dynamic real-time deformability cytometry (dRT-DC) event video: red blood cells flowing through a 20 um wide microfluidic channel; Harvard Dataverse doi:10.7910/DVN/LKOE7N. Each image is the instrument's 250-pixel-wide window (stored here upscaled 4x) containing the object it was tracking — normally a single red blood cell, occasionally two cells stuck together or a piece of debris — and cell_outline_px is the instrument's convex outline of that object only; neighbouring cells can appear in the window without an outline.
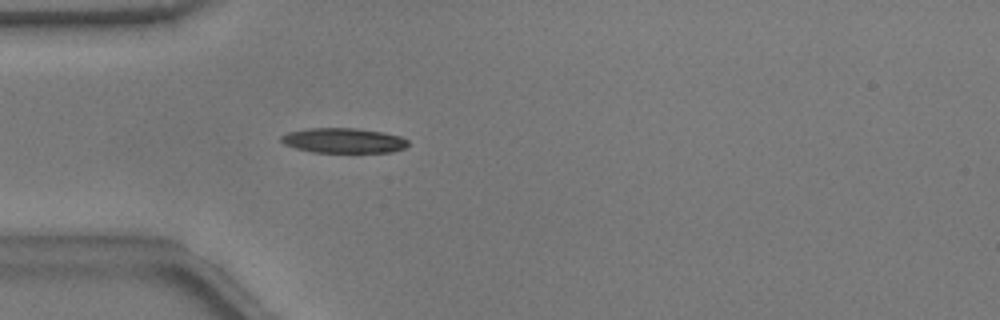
{"species": "common noctule bat (a hibernating species)", "species_latin": "Nyctalus noctula", "temperature_condition": "warm", "stored_images_in_passage": 54, "camera_frame_rate_fps": 3000, "um_per_image_px": 0.085, "animal": {"sex": "male", "body_mass_g": 17.9}, "frame": {"image": 1, "passage_image": 16, "time_ms": 5.0, "image_size_px": [1000, 320], "cell_outline_px": [[408, 144], [404, 148], [392, 152], [312, 152], [296, 148], [284, 144], [280, 140], [280, 136], [288, 132], [308, 128], [356, 128], [380, 132], [400, 136], [408, 140]], "centroid_in_image_um": [29.17, 11.94], "position_along_channel_um": 55.8, "area_um2": 18.38}}
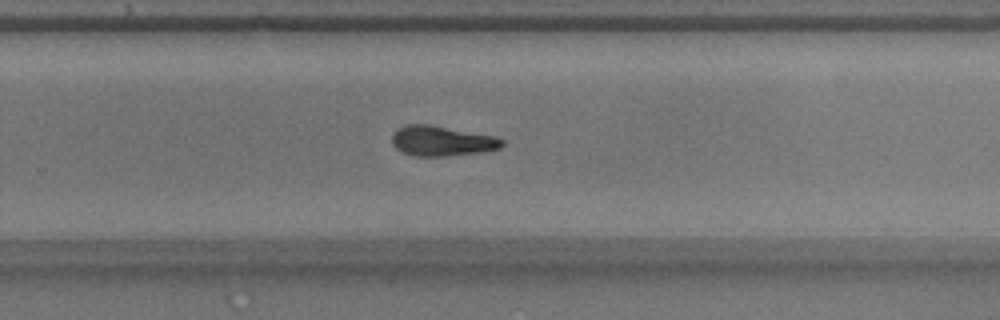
{"frame": {"image": 2, "passage_image": 35, "time_ms": 11.333, "image_size_px": [1000, 320], "cell_outline_px": [[504, 144], [500, 148], [480, 152], [448, 156], [412, 156], [396, 148], [392, 144], [392, 136], [400, 128], [408, 124], [428, 124], [496, 136], [504, 140]], "centroid_in_image_um": [37.58, 11.99], "position_along_channel_um": 292.2, "area_um2": 19.19}}
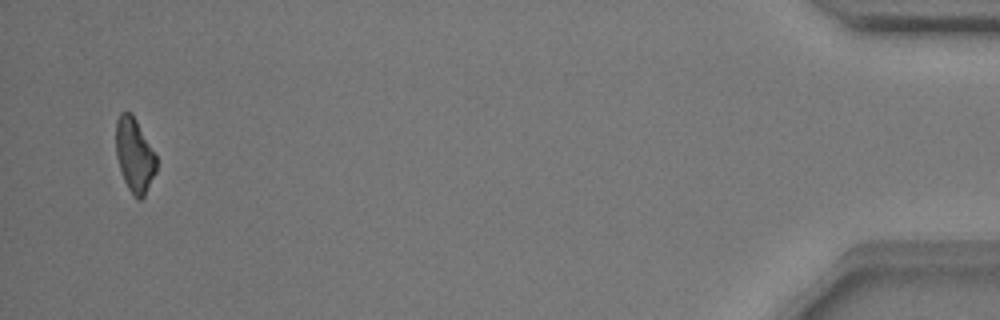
{"frame": {"image": 3, "passage_image": 52, "time_ms": 17.0, "image_size_px": [1000, 320], "cell_outline_px": [[156, 172], [144, 196], [140, 200], [136, 200], [128, 188], [124, 180], [116, 156], [116, 120], [120, 112], [132, 112], [156, 156]], "centroid_in_image_um": [11.42, 13.19], "position_along_channel_um": 423.8, "area_um2": 17.4}, "authors_computed_cell_mechanics": {"area_um2": 18.6694, "velocity_mm_per_s": 3.8027, "shape_relaxation_time_tau1_ms": 3.3187, "shape_relaxation_time_tau2_ms": 7.6526, "deformation_change_tau1": 0.1558, "deformation_change_tau2": 0.1629}}